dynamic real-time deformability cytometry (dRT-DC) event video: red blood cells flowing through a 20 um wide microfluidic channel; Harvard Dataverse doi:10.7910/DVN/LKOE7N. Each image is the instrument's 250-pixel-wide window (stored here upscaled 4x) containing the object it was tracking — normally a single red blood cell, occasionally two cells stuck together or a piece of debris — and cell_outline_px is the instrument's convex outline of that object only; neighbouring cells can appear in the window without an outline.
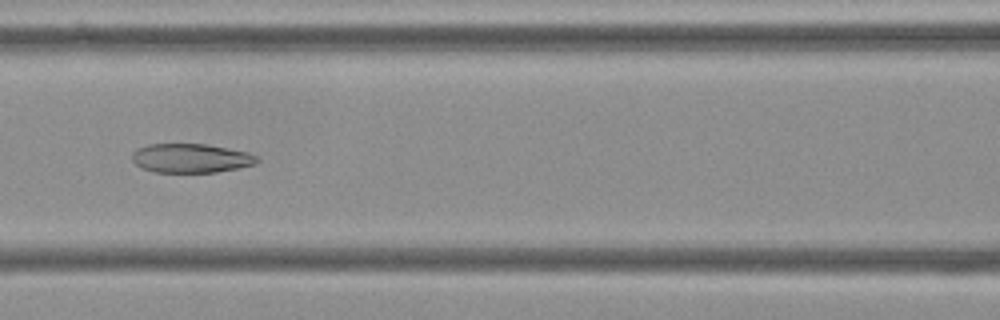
{"species": "Egyptian fruit bat (a non-hibernating species)", "species_latin": "Rousettus aegyptiacus", "temperature_condition": "cold", "stored_images_in_passage": 51, "camera_frame_rate_fps": 3000, "um_per_image_px": 0.085, "frame": {"image": 1, "passage_image": 24, "time_ms": 7.667, "image_size_px": [1000, 320], "cell_outline_px": [[260, 160], [256, 164], [216, 172], [152, 172], [140, 168], [132, 160], [132, 152], [136, 148], [148, 144], [208, 144], [248, 152], [256, 156]], "centroid_in_image_um": [16.19, 13.44], "position_along_channel_um": 150.4, "area_um2": 21.33}}
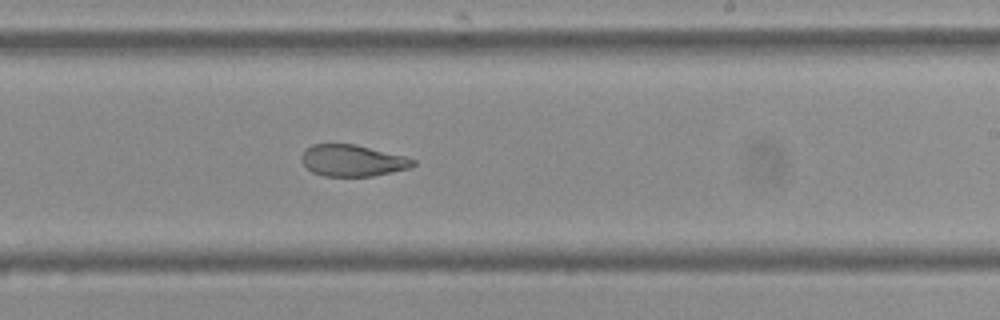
{"frame": {"image": 2, "passage_image": 33, "time_ms": 10.667, "image_size_px": [1000, 320], "cell_outline_px": [[416, 164], [412, 168], [372, 176], [324, 176], [312, 172], [300, 160], [300, 156], [304, 148], [312, 144], [356, 144], [404, 156], [416, 160]], "centroid_in_image_um": [29.95, 13.64], "position_along_channel_um": 259.0, "area_um2": 20.69}}
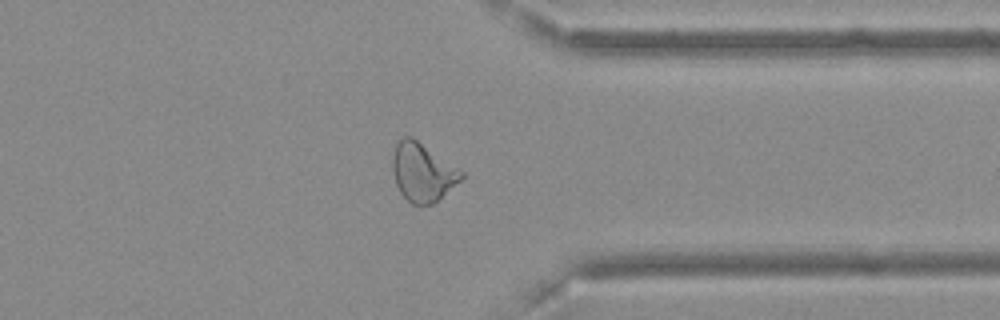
{"frame": {"image": 3, "passage_image": 43, "time_ms": 14.0, "image_size_px": [1000, 320], "cell_outline_px": [[464, 176], [460, 180], [432, 204], [420, 208], [412, 204], [400, 192], [396, 184], [392, 168], [392, 156], [396, 144], [404, 136], [412, 136], [464, 172]], "centroid_in_image_um": [35.89, 14.65], "position_along_channel_um": 375.5, "area_um2": 23.29}, "authors_computed_cell_mechanics": {"area_um2": 23.4668, "velocity_mm_per_s": 3.6323, "shape_relaxation_time_tau1_ms": null, "shape_relaxation_time_tau2_ms": 2.9061, "deformation_change_tau1": null, "deformation_change_tau2": 0.0952}}